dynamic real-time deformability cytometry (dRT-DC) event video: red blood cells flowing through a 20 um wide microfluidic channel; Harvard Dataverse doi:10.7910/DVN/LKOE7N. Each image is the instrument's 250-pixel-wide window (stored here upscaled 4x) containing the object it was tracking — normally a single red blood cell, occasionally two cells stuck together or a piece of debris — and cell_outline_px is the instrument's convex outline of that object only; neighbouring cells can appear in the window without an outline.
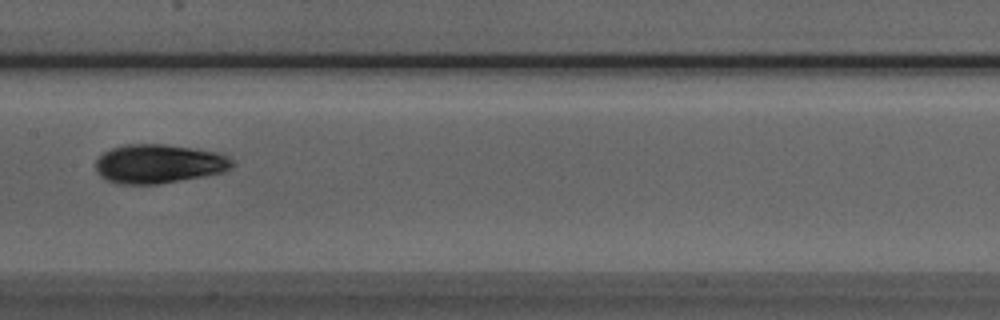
{"species": "Egyptian fruit bat (a non-hibernating species)", "species_latin": "Rousettus aegyptiacus", "temperature_condition": "room temperature", "stored_images_in_passage": 6, "camera_frame_rate_fps": 3000, "um_per_image_px": 0.085, "animal": {"sex": "male"}, "frame": {"image": 1, "passage_image": 6, "time_ms": 6.333, "image_size_px": [1000, 320], "cell_outline_px": [[236, 164], [232, 168], [224, 172], [204, 176], [160, 184], [120, 184], [104, 180], [96, 172], [96, 160], [104, 152], [120, 144], [164, 144], [196, 148], [220, 152], [228, 156]], "centroid_in_image_um": [13.52, 13.92], "position_along_channel_um": 193.9, "area_um2": 31.56}}